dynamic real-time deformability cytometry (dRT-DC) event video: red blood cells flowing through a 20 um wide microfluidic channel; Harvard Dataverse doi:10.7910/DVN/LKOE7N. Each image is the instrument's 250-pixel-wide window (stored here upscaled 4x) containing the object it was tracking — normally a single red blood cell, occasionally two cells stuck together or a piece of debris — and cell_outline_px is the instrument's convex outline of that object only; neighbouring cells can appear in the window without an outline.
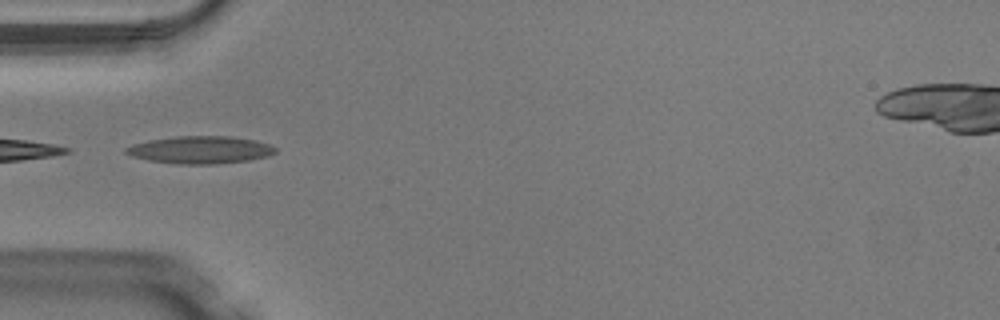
{"species": "Egyptian fruit bat (a non-hibernating species)", "species_latin": "Rousettus aegyptiacus", "temperature_condition": "warm", "stored_images_in_passage": 33, "camera_frame_rate_fps": 3000, "um_per_image_px": 0.085, "animal": {"sex": "male"}, "frame": {"image": 1, "passage_image": 1, "time_ms": 0.0, "image_size_px": [1000, 320], "cell_outline_px": [[276, 152], [268, 156], [248, 160], [212, 164], [176, 164], [148, 160], [132, 156], [124, 152], [124, 148], [132, 144], [148, 140], [176, 136], [232, 136], [256, 140], [268, 144], [276, 148]], "centroid_in_image_um": [17.0, 12.73], "position_along_channel_um": 68.0, "area_um2": 23.99}}
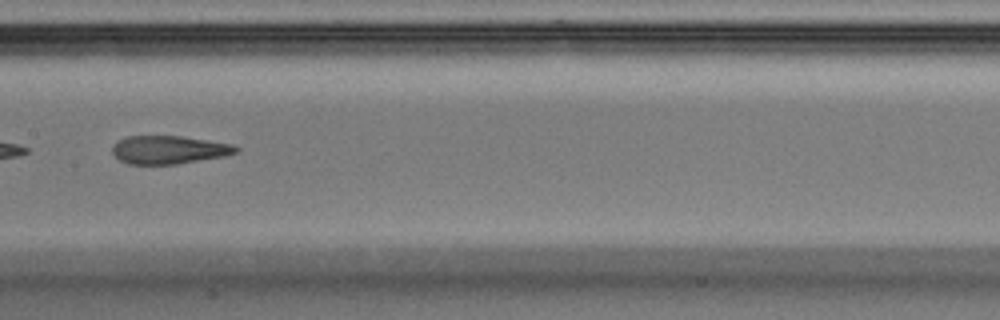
{"frame": {"image": 2, "passage_image": 10, "time_ms": 3.0, "image_size_px": [1000, 320], "cell_outline_px": [[240, 152], [224, 156], [176, 164], [128, 164], [120, 160], [112, 152], [112, 148], [120, 140], [128, 136], [180, 136], [232, 144], [240, 148]], "centroid_in_image_um": [14.39, 12.73], "position_along_channel_um": 193.0, "area_um2": 20.11}, "authors_computed_cell_mechanics": {"area_um2": 22.0796, "velocity_mm_per_s": 4.1386, "shape_relaxation_time_tau1_ms": null, "shape_relaxation_time_tau2_ms": 1.9269, "deformation_change_tau1": null, "deformation_change_tau2": 0.1155}}